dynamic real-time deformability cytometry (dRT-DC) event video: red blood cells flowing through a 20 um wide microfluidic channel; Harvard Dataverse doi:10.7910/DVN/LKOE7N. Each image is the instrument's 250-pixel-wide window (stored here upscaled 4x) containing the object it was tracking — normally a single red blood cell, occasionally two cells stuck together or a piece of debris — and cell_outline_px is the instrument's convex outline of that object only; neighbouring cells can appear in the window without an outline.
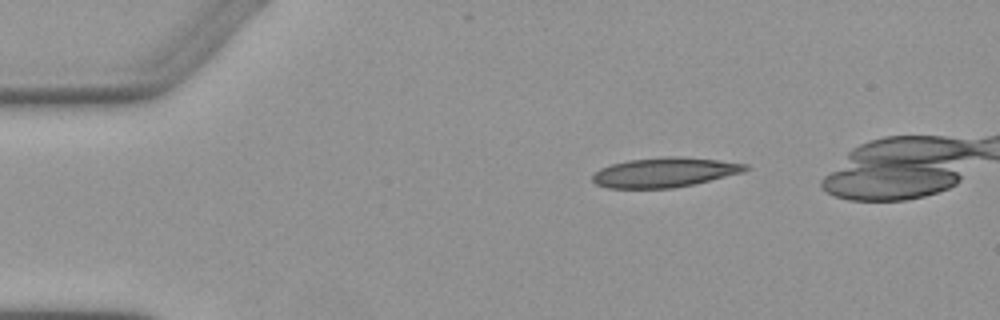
{"species": "Egyptian fruit bat (a non-hibernating species)", "species_latin": "Rousettus aegyptiacus", "temperature_condition": "warm", "stored_images_in_passage": 4, "camera_frame_rate_fps": 3000, "um_per_image_px": 0.085, "animal": {"sex": "female"}, "frame": {"image": 1, "passage_image": 1, "time_ms": 0.0, "image_size_px": [1000, 320], "cell_outline_px": [[752, 168], [744, 172], [696, 184], [672, 188], [608, 188], [596, 184], [592, 180], [592, 176], [600, 168], [612, 164], [628, 160], [664, 156], [676, 156], [716, 160], [748, 164]], "centroid_in_image_um": [56.52, 14.65], "position_along_channel_um": 28.5, "area_um2": 26.53}}